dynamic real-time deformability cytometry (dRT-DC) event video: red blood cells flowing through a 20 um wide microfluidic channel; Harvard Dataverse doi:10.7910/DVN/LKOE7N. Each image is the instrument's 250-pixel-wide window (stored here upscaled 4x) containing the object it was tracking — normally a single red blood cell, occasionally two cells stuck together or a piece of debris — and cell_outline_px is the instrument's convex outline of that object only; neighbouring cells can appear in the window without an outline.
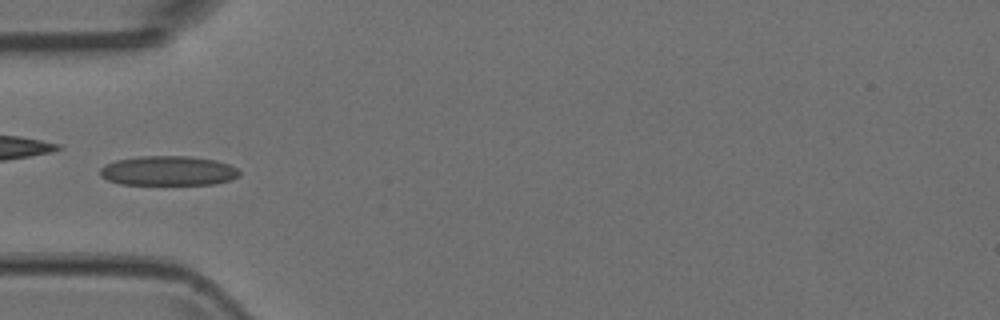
{"species": "Egyptian fruit bat (a non-hibernating species)", "species_latin": "Rousettus aegyptiacus", "temperature_condition": "room temperature", "stored_images_in_passage": 6, "camera_frame_rate_fps": 3000, "um_per_image_px": 0.085, "animal": {"sex": "female"}, "frame": {"image": 1, "passage_image": 6, "time_ms": 1.667, "image_size_px": [1000, 320], "cell_outline_px": [[240, 176], [228, 180], [212, 184], [120, 184], [108, 180], [100, 176], [100, 168], [104, 164], [116, 160], [140, 156], [188, 156], [216, 160], [228, 164], [236, 168], [240, 172]], "centroid_in_image_um": [14.27, 14.51], "position_along_channel_um": 70.7, "area_um2": 23.99}}